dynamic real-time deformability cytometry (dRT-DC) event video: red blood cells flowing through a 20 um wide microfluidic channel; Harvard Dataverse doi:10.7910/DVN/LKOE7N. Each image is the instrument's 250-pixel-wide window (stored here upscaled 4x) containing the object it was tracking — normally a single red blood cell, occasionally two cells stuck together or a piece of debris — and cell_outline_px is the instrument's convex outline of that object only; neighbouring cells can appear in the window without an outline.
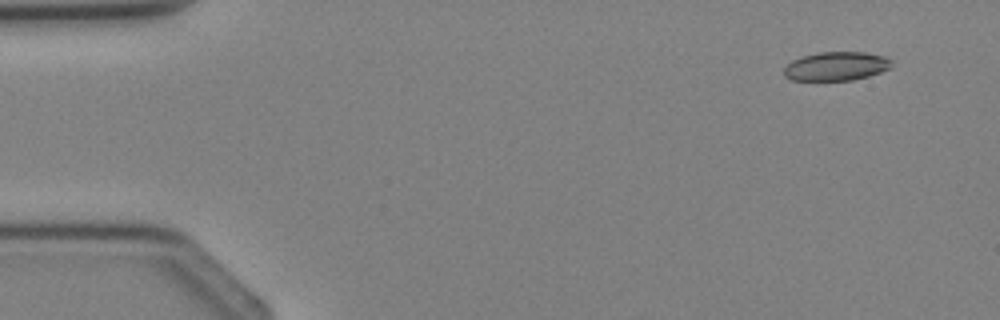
{"species": "Egyptian fruit bat (a non-hibernating species)", "species_latin": "Rousettus aegyptiacus", "temperature_condition": "cold", "stored_images_in_passage": 3, "camera_frame_rate_fps": 3000, "um_per_image_px": 0.085, "animal": {"sex": "female"}, "frame": {"image": 1, "passage_image": 1, "time_ms": 0.0, "image_size_px": [1000, 320], "cell_outline_px": [[892, 68], [868, 76], [852, 80], [792, 80], [784, 76], [784, 68], [792, 60], [804, 56], [820, 52], [864, 52], [884, 56], [892, 60]], "centroid_in_image_um": [71.1, 5.63], "position_along_channel_um": 13.9, "area_um2": 18.03}}
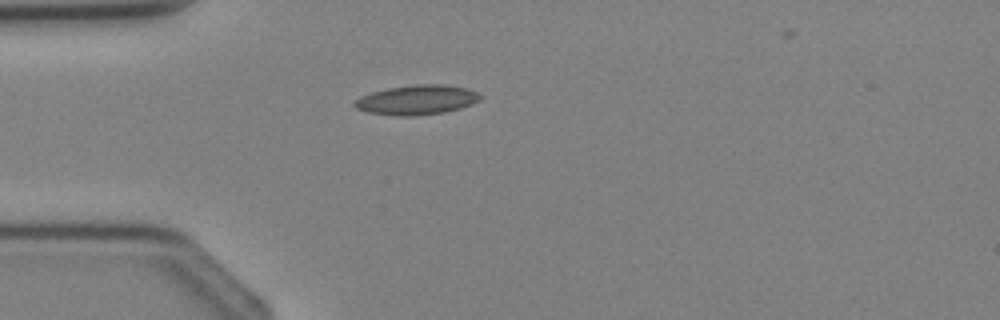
{"frame": {"image": 2, "passage_image": 3, "time_ms": 2.333, "image_size_px": [1000, 320], "cell_outline_px": [[484, 96], [480, 100], [472, 104], [460, 108], [444, 112], [412, 116], [400, 116], [368, 112], [356, 108], [352, 104], [360, 96], [372, 92], [388, 88], [416, 84], [440, 84], [468, 88]], "centroid_in_image_um": [35.45, 8.48], "position_along_channel_um": 49.5, "area_um2": 21.68}}